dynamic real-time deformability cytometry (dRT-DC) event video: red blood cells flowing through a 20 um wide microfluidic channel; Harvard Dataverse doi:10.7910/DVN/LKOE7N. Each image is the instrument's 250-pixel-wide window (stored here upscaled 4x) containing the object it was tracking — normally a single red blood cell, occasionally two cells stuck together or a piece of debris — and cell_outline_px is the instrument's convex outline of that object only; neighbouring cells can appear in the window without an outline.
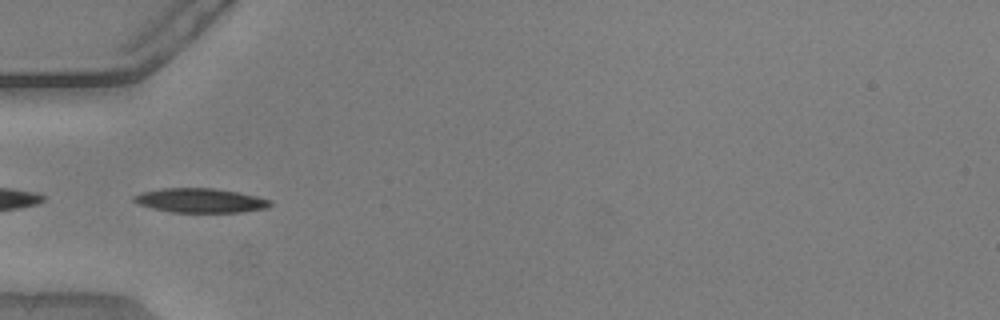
{"species": "common noctule bat (a hibernating species)", "species_latin": "Nyctalus noctula", "temperature_condition": "warm", "stored_images_in_passage": 34, "camera_frame_rate_fps": 3000, "um_per_image_px": 0.085, "animal": {"sex": "male", "body_mass_g": 20.5, "forearm_length_mm": 52.5}, "frame": {"image": 1, "passage_image": 1, "time_ms": 0.0, "image_size_px": [1000, 320], "cell_outline_px": [[272, 204], [268, 208], [240, 212], [172, 212], [152, 208], [140, 204], [132, 200], [132, 196], [140, 192], [160, 188], [216, 188], [240, 192], [272, 200]], "centroid_in_image_um": [17.04, 17.03], "position_along_channel_um": 68.0, "area_um2": 19.48}}
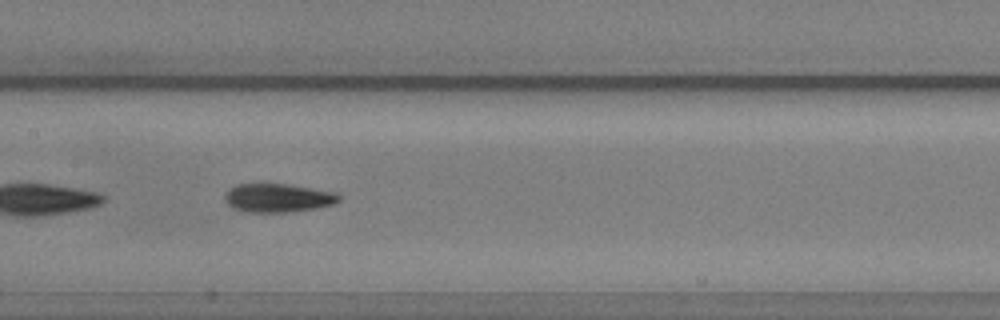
{"frame": {"image": 2, "passage_image": 10, "time_ms": 3.0, "image_size_px": [1000, 320], "cell_outline_px": [[340, 200], [336, 204], [316, 208], [288, 212], [248, 212], [232, 208], [224, 200], [224, 196], [228, 188], [236, 184], [284, 184], [312, 188], [336, 192], [340, 196]], "centroid_in_image_um": [23.61, 16.82], "position_along_channel_um": 183.8, "area_um2": 19.13}}
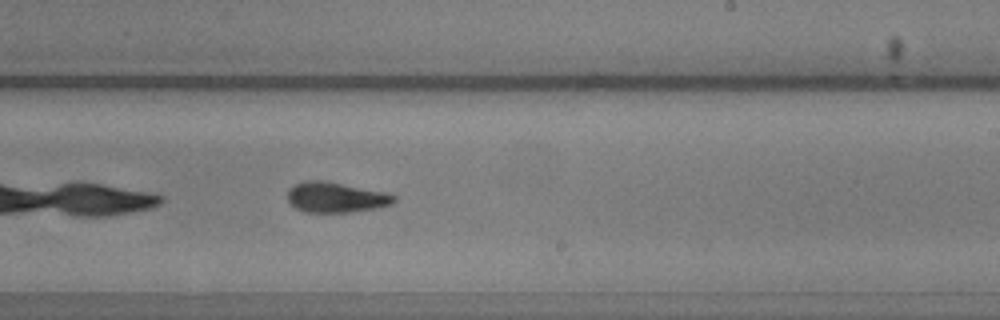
{"frame": {"image": 3, "passage_image": 16, "time_ms": 5.0, "image_size_px": [1000, 320], "cell_outline_px": [[396, 200], [392, 204], [372, 208], [348, 212], [308, 212], [296, 208], [288, 200], [288, 188], [304, 180], [324, 180], [384, 192], [396, 196]], "centroid_in_image_um": [28.52, 16.76], "position_along_channel_um": 260.5, "area_um2": 18.55}, "authors_computed_cell_mechanics": {"area_um2": 18.4093, "velocity_mm_per_s": 3.8515, "shape_relaxation_time_tau1_ms": 4.586, "shape_relaxation_time_tau2_ms": 3.2583, "deformation_change_tau1": 0.1571, "deformation_change_tau2": 0.1187}}